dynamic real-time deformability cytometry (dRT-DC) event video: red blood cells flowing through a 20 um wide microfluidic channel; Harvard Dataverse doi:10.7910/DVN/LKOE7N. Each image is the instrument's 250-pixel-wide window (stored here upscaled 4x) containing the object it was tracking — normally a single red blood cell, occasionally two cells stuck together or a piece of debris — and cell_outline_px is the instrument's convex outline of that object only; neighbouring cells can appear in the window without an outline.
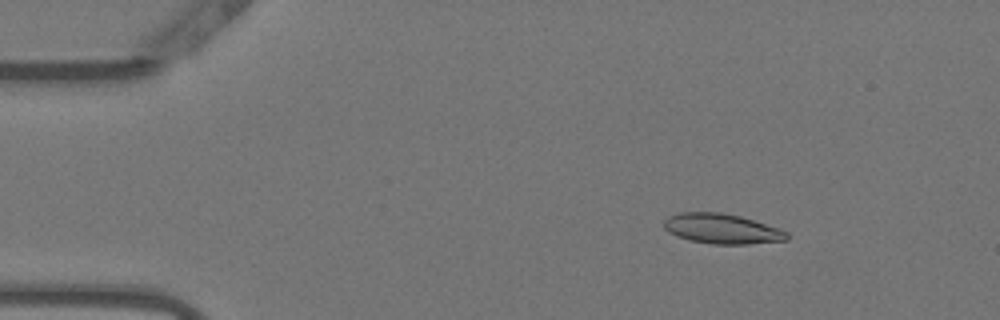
{"species": "Egyptian fruit bat (a non-hibernating species)", "species_latin": "Rousettus aegyptiacus", "temperature_condition": "warm", "stored_images_in_passage": 49, "camera_frame_rate_fps": 3000, "um_per_image_px": 0.085, "animal": {"sex": "female"}, "frame": {"image": 1, "passage_image": 3, "time_ms": 0.667, "image_size_px": [1000, 320], "cell_outline_px": [[788, 240], [748, 244], [712, 244], [688, 240], [676, 236], [668, 232], [664, 228], [664, 220], [668, 216], [680, 212], [720, 212], [740, 216], [780, 228], [788, 232]], "centroid_in_image_um": [61.35, 19.44], "position_along_channel_um": 23.6, "area_um2": 21.68}}
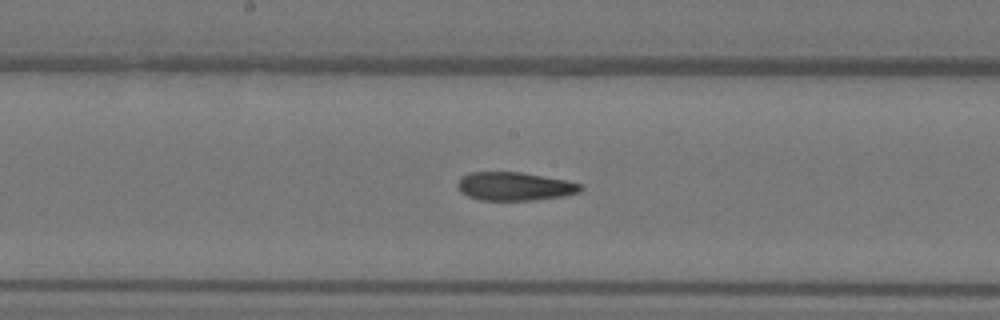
{"frame": {"image": 2, "passage_image": 23, "time_ms": 7.333, "image_size_px": [1000, 320], "cell_outline_px": [[584, 188], [580, 192], [564, 196], [536, 200], [480, 200], [468, 196], [460, 192], [456, 184], [460, 176], [468, 172], [520, 172], [564, 180], [584, 184]], "centroid_in_image_um": [43.73, 15.84], "position_along_channel_um": 204.5, "area_um2": 20.58}}
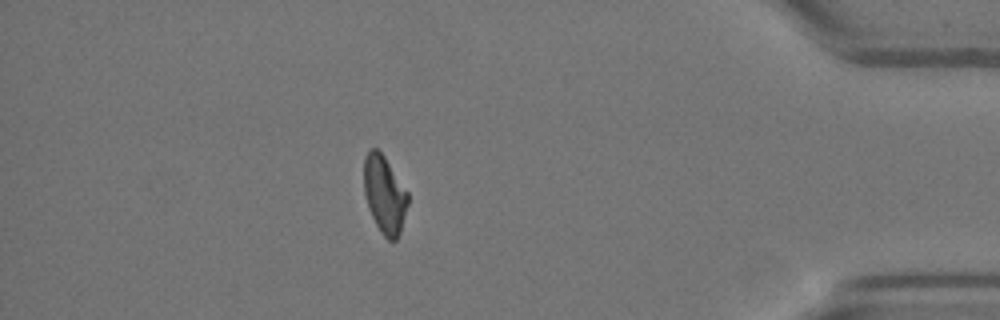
{"frame": {"image": 3, "passage_image": 42, "time_ms": 13.667, "image_size_px": [1000, 320], "cell_outline_px": [[408, 204], [400, 232], [396, 240], [388, 240], [380, 232], [368, 208], [364, 192], [364, 156], [372, 148], [376, 148], [384, 156], [408, 192]], "centroid_in_image_um": [32.68, 16.54], "position_along_channel_um": 402.5, "area_um2": 19.77}, "authors_computed_cell_mechanics": {"area_um2": 20.9814, "velocity_mm_per_s": 3.813, "shape_relaxation_time_tau1_ms": null, "shape_relaxation_time_tau2_ms": 3.0764, "deformation_change_tau1": null, "deformation_change_tau2": 0.1094}}